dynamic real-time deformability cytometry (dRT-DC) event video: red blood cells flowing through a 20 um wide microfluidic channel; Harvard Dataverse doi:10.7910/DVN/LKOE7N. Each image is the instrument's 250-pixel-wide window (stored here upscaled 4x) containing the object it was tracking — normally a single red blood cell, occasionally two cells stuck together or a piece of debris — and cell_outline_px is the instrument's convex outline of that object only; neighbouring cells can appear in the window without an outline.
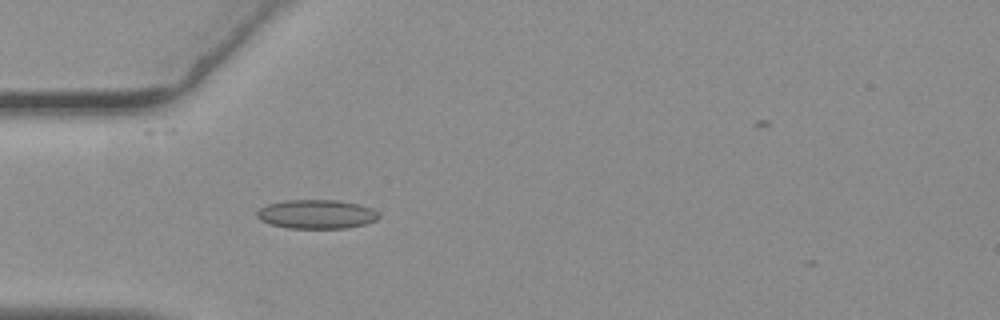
{"species": "common noctule bat (a hibernating species)", "species_latin": "Nyctalus noctula", "temperature_condition": "warm", "stored_images_in_passage": 2, "camera_frame_rate_fps": 3000, "um_per_image_px": 0.085, "animal": {"sex": "female", "body_mass_g": 19.3, "forearm_length_mm": 54.1}, "frame": {"image": 1, "passage_image": 1, "time_ms": 0.0, "image_size_px": [1000, 320], "cell_outline_px": [[380, 216], [376, 220], [364, 224], [348, 228], [288, 228], [272, 224], [260, 220], [256, 216], [256, 212], [260, 208], [268, 204], [284, 200], [336, 200], [360, 204], [372, 208]], "centroid_in_image_um": [26.9, 18.2], "position_along_channel_um": 58.1, "area_um2": 20.58}}